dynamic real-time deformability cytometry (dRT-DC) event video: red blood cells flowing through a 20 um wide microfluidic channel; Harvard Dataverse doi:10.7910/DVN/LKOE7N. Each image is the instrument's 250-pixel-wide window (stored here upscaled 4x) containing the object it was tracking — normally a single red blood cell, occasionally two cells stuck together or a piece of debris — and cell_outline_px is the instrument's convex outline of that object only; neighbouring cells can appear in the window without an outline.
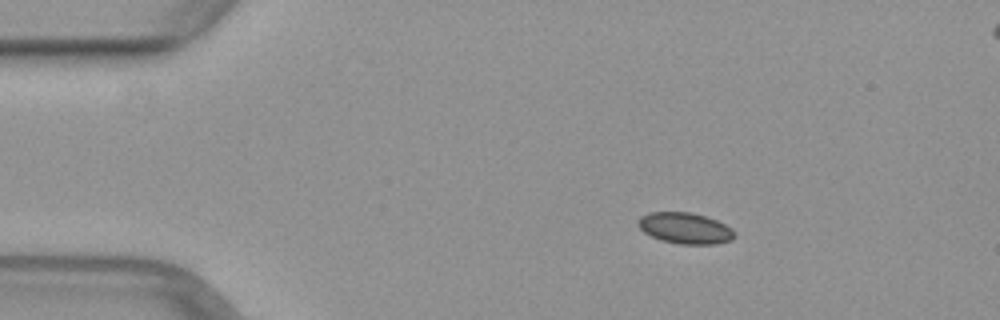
{"species": "common noctule bat (a hibernating species)", "species_latin": "Nyctalus noctula", "temperature_condition": "warm", "stored_images_in_passage": 44, "segment_of_instrument_passage": [1, 2], "camera_frame_rate_fps": 3000, "um_per_image_px": 0.085, "animal": {"sex": "female", "body_mass_g": 29.2, "forearm_length_mm": 56.3}, "frame": {"image": 1, "passage_image": 1, "time_ms": 0.0, "image_size_px": [1000, 320], "cell_outline_px": [[736, 236], [732, 240], [716, 244], [680, 244], [660, 240], [644, 232], [636, 224], [640, 216], [648, 212], [692, 212], [716, 220], [732, 228], [736, 232]], "centroid_in_image_um": [58.24, 19.39], "position_along_channel_um": 26.8, "area_um2": 17.63}}
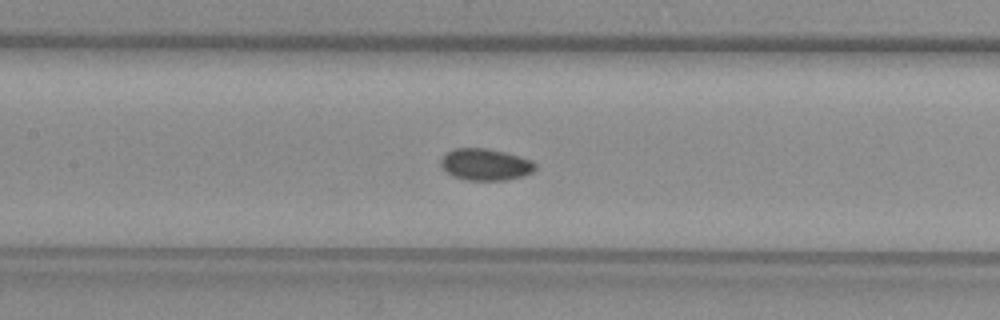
{"frame": {"image": 2, "passage_image": 16, "time_ms": 5.0, "image_size_px": [1000, 320], "cell_outline_px": [[536, 168], [532, 172], [524, 176], [504, 180], [468, 180], [452, 176], [440, 164], [440, 160], [448, 152], [456, 148], [484, 148], [504, 152], [520, 156], [532, 160], [536, 164]], "centroid_in_image_um": [41.29, 13.98], "position_along_channel_um": 166.1, "area_um2": 17.34}}
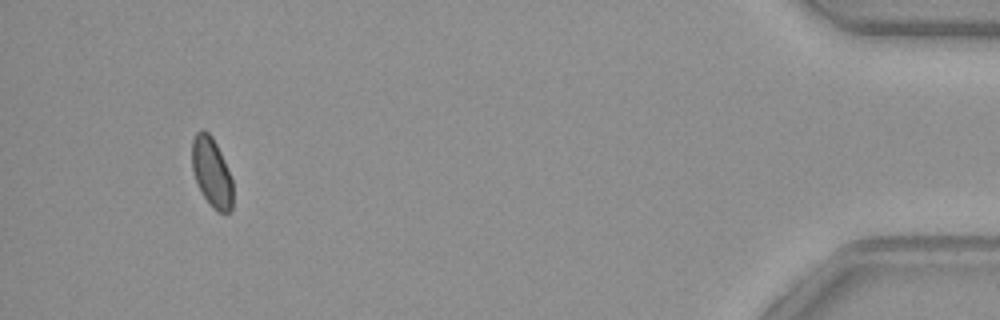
{"frame": {"image": 3, "passage_image": 40, "time_ms": 13.0, "image_size_px": [1000, 320], "cell_outline_px": [[232, 208], [228, 212], [220, 212], [212, 208], [204, 196], [196, 180], [192, 168], [192, 140], [196, 132], [200, 128], [208, 132], [212, 136], [224, 160], [232, 180]], "centroid_in_image_um": [17.98, 14.62], "position_along_channel_um": 417.2, "area_um2": 16.3}}